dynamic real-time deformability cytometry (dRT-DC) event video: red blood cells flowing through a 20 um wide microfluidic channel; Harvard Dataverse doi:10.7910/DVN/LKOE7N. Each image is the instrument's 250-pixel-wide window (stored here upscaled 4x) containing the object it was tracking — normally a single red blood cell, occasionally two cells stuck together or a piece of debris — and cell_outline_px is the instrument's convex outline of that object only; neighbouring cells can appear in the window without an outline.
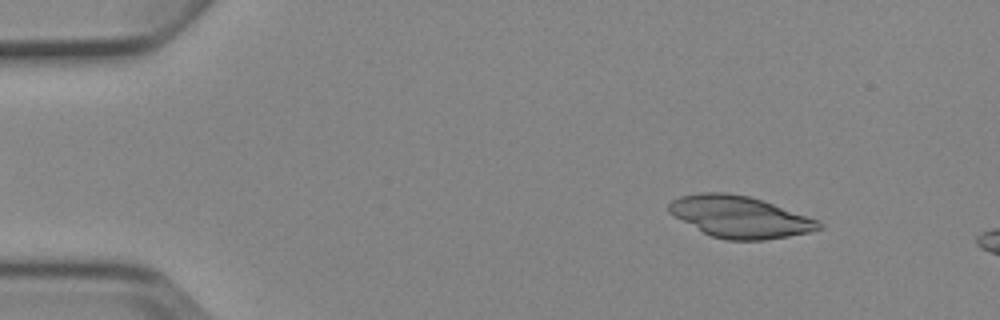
{"species": "Egyptian fruit bat (a non-hibernating species)", "species_latin": "Rousettus aegyptiacus", "temperature_condition": "cold", "stored_images_in_passage": 3, "camera_frame_rate_fps": 3000, "um_per_image_px": 0.085, "animal": {"sex": "female"}, "frame": {"image": 1, "passage_image": 1, "time_ms": 0.0, "image_size_px": [1000, 320], "cell_outline_px": [[824, 228], [808, 232], [788, 236], [764, 240], [728, 240], [712, 236], [704, 232], [668, 212], [668, 204], [672, 200], [680, 196], [700, 192], [724, 192], [748, 196], [764, 200], [820, 220], [824, 224]], "centroid_in_image_um": [62.93, 18.42], "position_along_channel_um": 22.1, "area_um2": 36.36}}